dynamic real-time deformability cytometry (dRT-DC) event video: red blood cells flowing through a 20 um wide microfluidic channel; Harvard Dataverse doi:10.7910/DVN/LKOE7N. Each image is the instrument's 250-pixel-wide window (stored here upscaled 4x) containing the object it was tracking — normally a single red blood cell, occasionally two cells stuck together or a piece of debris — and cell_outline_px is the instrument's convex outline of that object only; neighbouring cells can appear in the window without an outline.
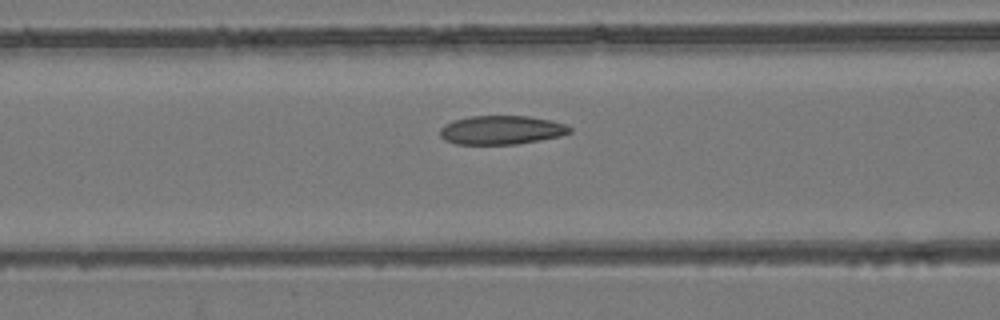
{"species": "common noctule bat (a hibernating species)", "species_latin": "Nyctalus noctula", "temperature_condition": "room temperature", "stored_images_in_passage": 16, "camera_frame_rate_fps": 3000, "um_per_image_px": 0.085, "animal": {"sex": "female", "body_mass_g": 24.6, "forearm_length_mm": 56.2}, "frame": {"image": 1, "passage_image": 6, "time_ms": 1.667, "image_size_px": [1000, 320], "cell_outline_px": [[572, 132], [560, 136], [540, 140], [516, 144], [456, 144], [444, 140], [440, 136], [440, 128], [444, 124], [452, 120], [472, 116], [528, 116], [552, 120], [564, 124], [572, 128]], "centroid_in_image_um": [42.61, 11.05], "position_along_channel_um": 124.0, "area_um2": 21.91}}
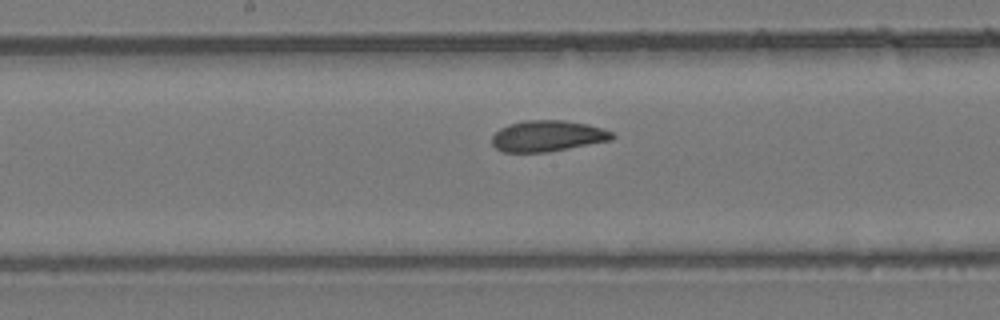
{"frame": {"image": 2, "passage_image": 12, "time_ms": 3.667, "image_size_px": [1000, 320], "cell_outline_px": [[616, 136], [612, 140], [548, 152], [504, 152], [496, 148], [492, 144], [492, 136], [500, 128], [508, 124], [524, 120], [564, 120], [588, 124], [612, 132]], "centroid_in_image_um": [46.54, 11.55], "position_along_channel_um": 201.7, "area_um2": 21.79}}
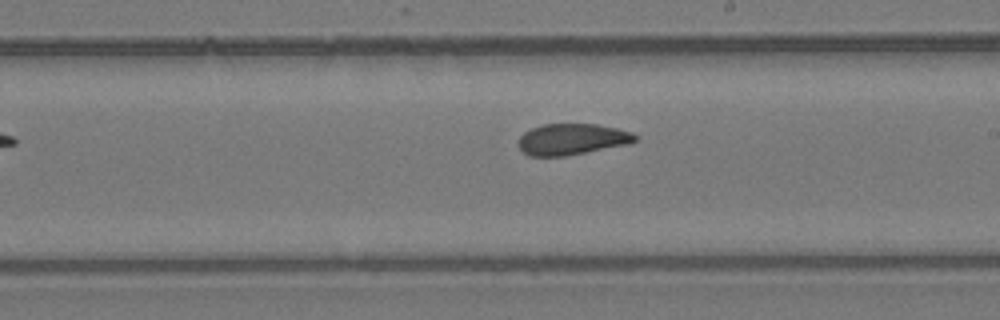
{"frame": {"image": 3, "passage_image": 15, "time_ms": 4.667, "image_size_px": [1000, 320], "cell_outline_px": [[640, 140], [628, 144], [564, 156], [528, 156], [520, 148], [520, 136], [524, 132], [532, 128], [544, 124], [596, 124], [616, 128], [632, 132], [640, 136]], "centroid_in_image_um": [48.67, 11.83], "position_along_channel_um": 240.3, "area_um2": 21.15}}